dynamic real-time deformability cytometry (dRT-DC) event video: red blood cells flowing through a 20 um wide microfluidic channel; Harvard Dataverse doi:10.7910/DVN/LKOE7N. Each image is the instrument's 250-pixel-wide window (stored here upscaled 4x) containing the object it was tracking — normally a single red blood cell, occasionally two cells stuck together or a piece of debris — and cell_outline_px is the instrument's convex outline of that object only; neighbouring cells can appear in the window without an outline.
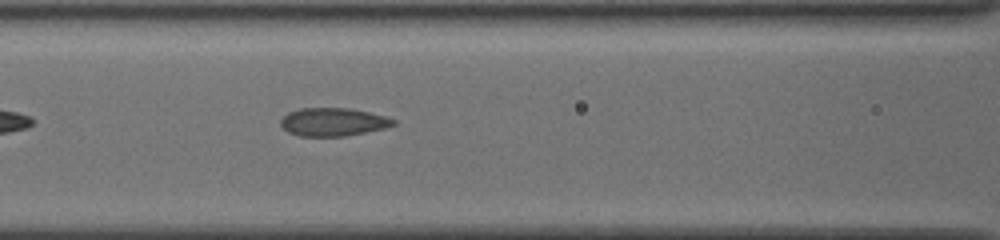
{"species": "common noctule bat (a hibernating species)", "species_latin": "Nyctalus noctula", "temperature_condition": "cold", "stored_images_in_passage": 33, "camera_frame_rate_fps": 3000, "um_per_image_px": 0.085, "animal": {"sex": "female", "body_mass_g": 19.5, "forearm_length_mm": 54.1}, "frame": {"image": 1, "passage_image": 6, "time_ms": 1.667, "image_size_px": [1000, 240], "cell_outline_px": [[396, 124], [384, 128], [344, 136], [300, 136], [288, 132], [280, 124], [280, 120], [288, 112], [300, 108], [352, 108], [384, 116], [396, 120]], "centroid_in_image_um": [28.29, 10.36], "position_along_channel_um": 138.3, "area_um2": 18.38}}
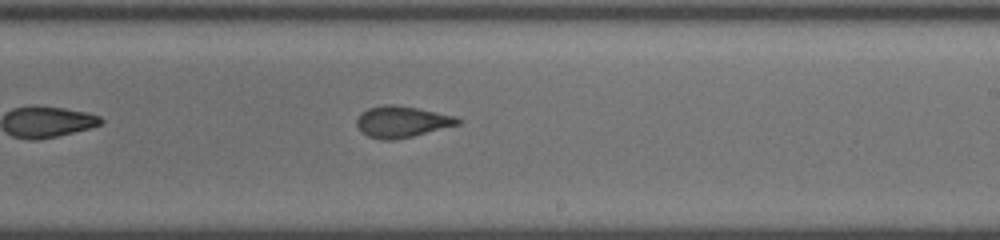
{"frame": {"image": 2, "passage_image": 15, "time_ms": 4.667, "image_size_px": [1000, 240], "cell_outline_px": [[464, 120], [460, 124], [412, 136], [392, 140], [380, 140], [368, 136], [356, 124], [356, 120], [360, 112], [368, 108], [384, 104], [392, 104], [416, 108], [456, 116]], "centroid_in_image_um": [34.16, 10.34], "position_along_channel_um": 254.8, "area_um2": 18.38}}
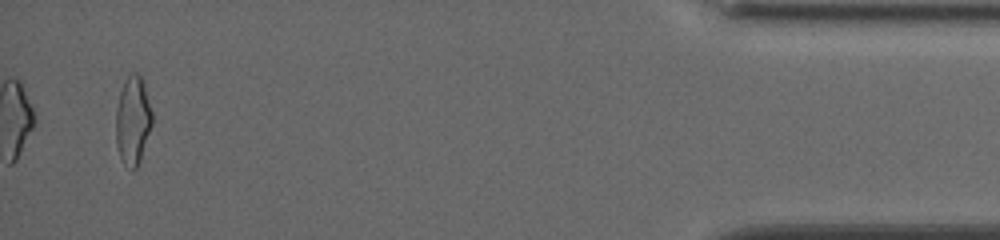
{"frame": {"image": 3, "passage_image": 33, "time_ms": 10.667, "image_size_px": [1000, 240], "cell_outline_px": [[152, 124], [140, 160], [136, 168], [132, 172], [124, 164], [120, 156], [116, 144], [116, 108], [120, 92], [124, 80], [128, 72], [140, 72], [144, 80], [152, 112]], "centroid_in_image_um": [11.29, 10.18], "position_along_channel_um": 423.9, "area_um2": 19.07}, "authors_computed_cell_mechanics": {"area_um2": 18.2648, "velocity_mm_per_s": 3.8958, "shape_relaxation_time_tau1_ms": null, "shape_relaxation_time_tau2_ms": 1.1312, "deformation_change_tau1": null, "deformation_change_tau2": 0.0703}}